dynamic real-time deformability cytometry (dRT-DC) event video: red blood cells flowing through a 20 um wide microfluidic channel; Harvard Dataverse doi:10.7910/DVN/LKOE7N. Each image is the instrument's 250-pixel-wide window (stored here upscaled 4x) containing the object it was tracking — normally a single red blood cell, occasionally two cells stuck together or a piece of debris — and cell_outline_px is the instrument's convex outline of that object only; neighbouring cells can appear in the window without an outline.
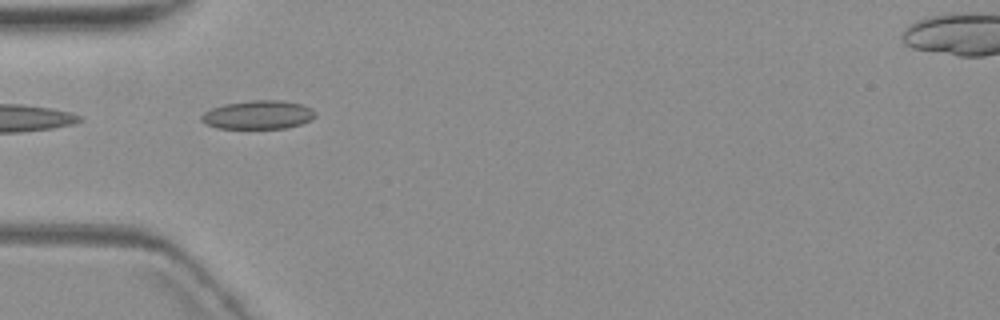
{"species": "common noctule bat (a hibernating species)", "species_latin": "Nyctalus noctula", "temperature_condition": "warm", "stored_images_in_passage": 4, "camera_frame_rate_fps": 3000, "um_per_image_px": 0.085, "animal": {"sex": "female", "body_mass_g": 19.3, "forearm_length_mm": 54.1}, "frame": {"image": 1, "passage_image": 4, "time_ms": 3.667, "image_size_px": [1000, 320], "cell_outline_px": [[316, 116], [312, 120], [300, 124], [284, 128], [216, 128], [204, 124], [200, 120], [200, 116], [204, 112], [212, 108], [224, 104], [252, 100], [284, 100], [300, 104], [312, 108], [316, 112]], "centroid_in_image_um": [21.94, 9.76], "position_along_channel_um": 63.1, "area_um2": 19.13}}